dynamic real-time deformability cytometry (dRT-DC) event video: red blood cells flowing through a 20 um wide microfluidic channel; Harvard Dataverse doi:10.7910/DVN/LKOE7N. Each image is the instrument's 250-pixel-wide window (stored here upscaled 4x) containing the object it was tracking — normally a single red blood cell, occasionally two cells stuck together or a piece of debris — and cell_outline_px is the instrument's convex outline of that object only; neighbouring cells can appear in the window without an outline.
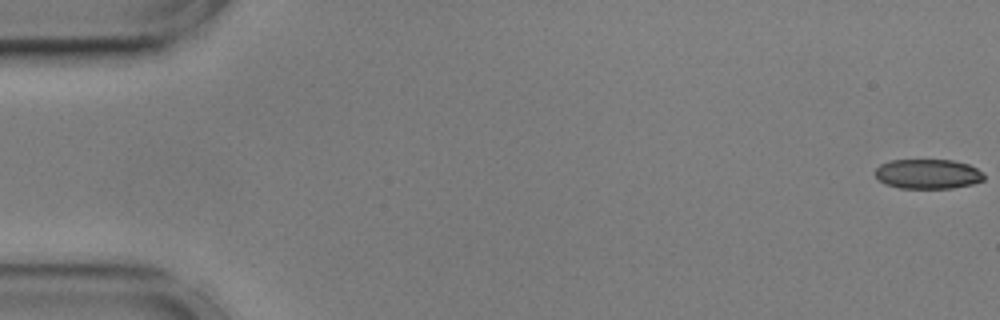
{"species": "common noctule bat (a hibernating species)", "species_latin": "Nyctalus noctula", "temperature_condition": "cold", "stored_images_in_passage": 56, "camera_frame_rate_fps": 3000, "um_per_image_px": 0.085, "animal": {"sex": "male", "body_mass_g": 17.9, "forearm_length_mm": 54.2}, "frame": {"image": 1, "passage_image": 1, "time_ms": 0.0, "image_size_px": [1000, 320], "cell_outline_px": [[984, 180], [972, 184], [952, 188], [900, 188], [884, 184], [872, 172], [880, 164], [892, 160], [952, 160], [968, 164], [984, 172]], "centroid_in_image_um": [78.86, 14.79], "position_along_channel_um": 6.1, "area_um2": 18.96}}
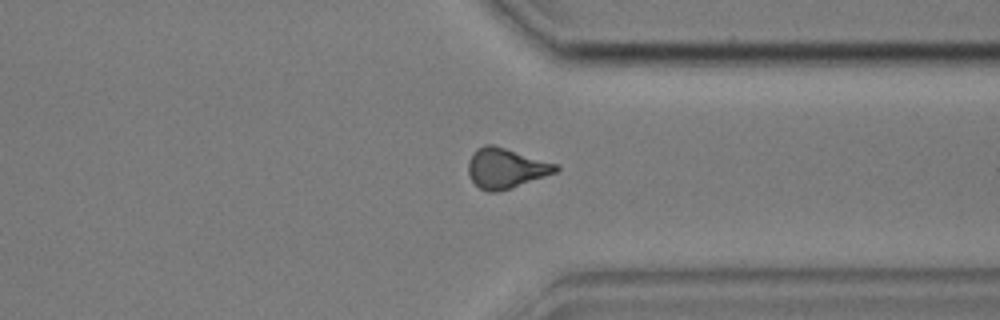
{"frame": {"image": 2, "passage_image": 43, "time_ms": 14.0, "image_size_px": [1000, 320], "cell_outline_px": [[560, 168], [556, 172], [512, 188], [496, 192], [488, 192], [480, 188], [472, 180], [468, 172], [468, 160], [472, 152], [476, 148], [484, 144], [492, 144], [560, 164]], "centroid_in_image_um": [43.0, 14.28], "position_along_channel_um": 368.4, "area_um2": 20.63}}
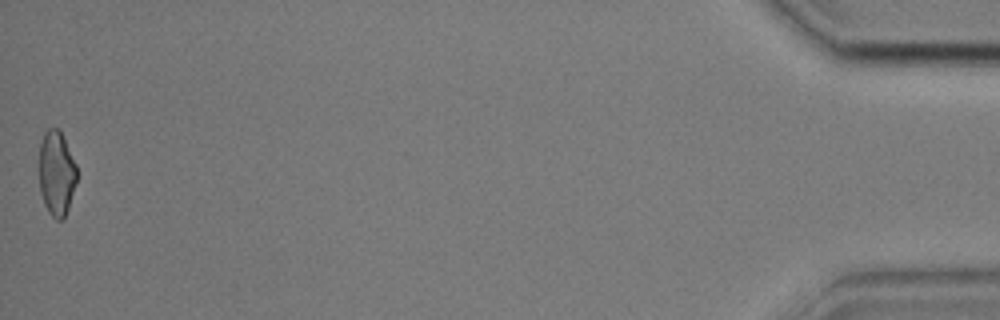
{"frame": {"image": 3, "passage_image": 56, "time_ms": 18.333, "image_size_px": [1000, 320], "cell_outline_px": [[76, 180], [68, 208], [64, 220], [56, 220], [48, 212], [44, 204], [40, 192], [40, 144], [44, 132], [48, 128], [60, 128], [76, 164]], "centroid_in_image_um": [4.8, 14.72], "position_along_channel_um": 430.4, "area_um2": 18.61}, "authors_computed_cell_mechanics": {"area_um2": 20.2589, "velocity_mm_per_s": 3.6013, "shape_relaxation_time_tau1_ms": null, "shape_relaxation_time_tau2_ms": 3.7689, "deformation_change_tau1": null, "deformation_change_tau2": 0.0941}}